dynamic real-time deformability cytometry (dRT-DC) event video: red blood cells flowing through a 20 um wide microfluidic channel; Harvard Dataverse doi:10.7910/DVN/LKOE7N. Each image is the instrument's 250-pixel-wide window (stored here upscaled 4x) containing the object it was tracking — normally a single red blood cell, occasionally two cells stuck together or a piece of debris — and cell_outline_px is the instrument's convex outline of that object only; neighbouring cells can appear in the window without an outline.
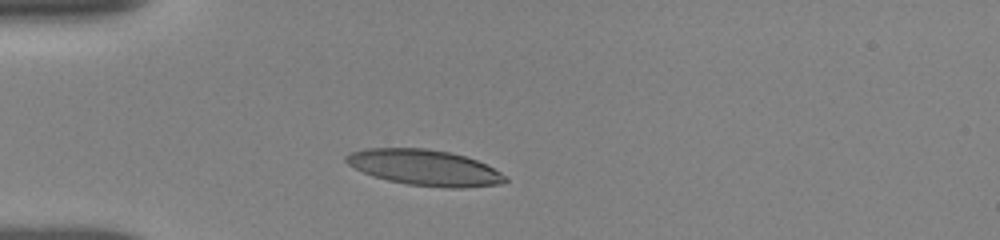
{"species": "human", "species_latin": "Homo sapiens", "temperature_condition": "room temperature", "stored_images_in_passage": 10, "camera_frame_rate_fps": 3000, "um_per_image_px": 0.085, "donor": {"sex": "female"}, "frame": {"image": 1, "passage_image": 1, "time_ms": 0.0, "image_size_px": [1000, 240], "cell_outline_px": [[508, 180], [500, 184], [460, 188], [448, 188], [408, 184], [388, 180], [364, 172], [348, 164], [344, 160], [344, 156], [352, 152], [364, 148], [424, 148], [448, 152], [464, 156], [476, 160], [508, 176]], "centroid_in_image_um": [36.09, 14.24], "position_along_channel_um": 48.9, "area_um2": 32.83}}
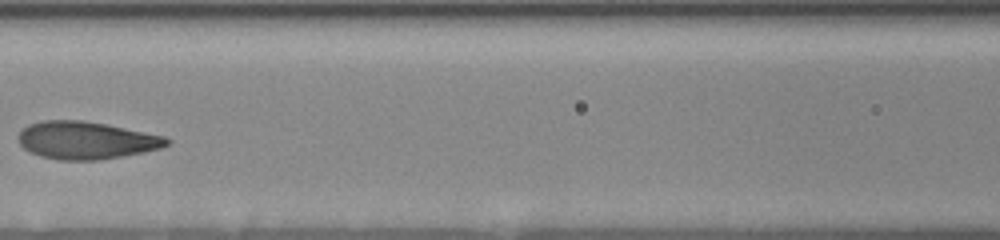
{"frame": {"image": 2, "passage_image": 6, "time_ms": 3.333, "image_size_px": [1000, 240], "cell_outline_px": [[172, 140], [168, 144], [160, 148], [144, 152], [100, 160], [56, 160], [40, 156], [24, 148], [16, 140], [20, 132], [28, 124], [44, 120], [84, 120], [164, 136]], "centroid_in_image_um": [7.29, 11.93], "position_along_channel_um": 159.3, "area_um2": 32.43}}
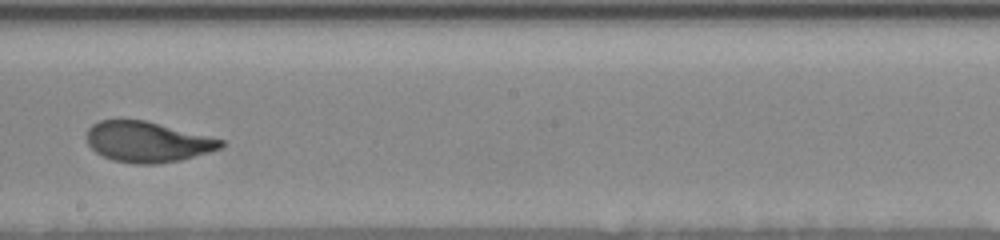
{"frame": {"image": 3, "passage_image": 9, "time_ms": 5.333, "image_size_px": [1000, 240], "cell_outline_px": [[224, 144], [220, 148], [208, 152], [180, 160], [156, 164], [132, 164], [112, 160], [96, 152], [88, 144], [84, 136], [88, 128], [92, 124], [100, 120], [120, 116], [144, 120], [224, 140]], "centroid_in_image_um": [12.43, 12.02], "position_along_channel_um": 235.8, "area_um2": 32.19}}